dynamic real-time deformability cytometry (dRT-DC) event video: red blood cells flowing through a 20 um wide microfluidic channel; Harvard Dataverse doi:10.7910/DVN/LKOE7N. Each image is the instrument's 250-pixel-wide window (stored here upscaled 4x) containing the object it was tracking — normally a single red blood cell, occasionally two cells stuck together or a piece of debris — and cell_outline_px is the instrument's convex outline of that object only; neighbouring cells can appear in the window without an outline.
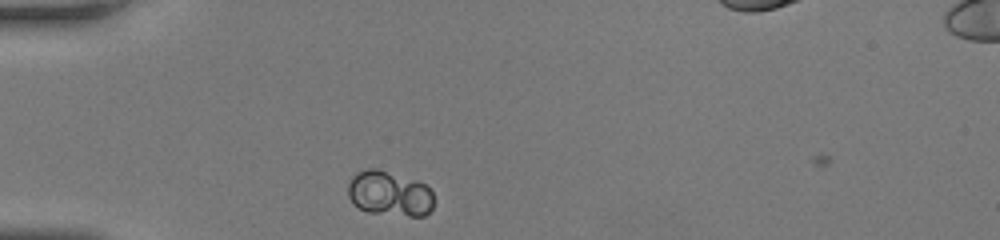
{"species": "human", "species_latin": "Homo sapiens", "temperature_condition": "room temperature", "stored_images_in_passage": 33, "camera_frame_rate_fps": 3000, "um_per_image_px": 0.085, "donor": {"sex": "female"}, "frame": {"image": 1, "passage_image": 1, "time_ms": 0.0, "image_size_px": [1000, 240], "cell_outline_px": [[432, 208], [424, 216], [408, 216], [368, 212], [360, 208], [348, 196], [348, 184], [352, 176], [356, 172], [368, 168], [376, 168], [416, 180], [424, 184], [432, 192]], "centroid_in_image_um": [33.09, 16.44], "position_along_channel_um": 51.9, "area_um2": 22.37}}
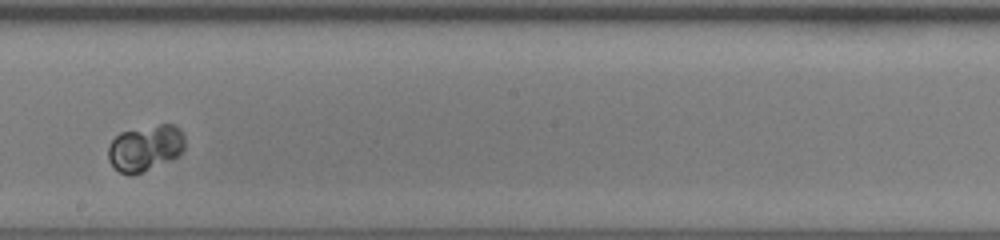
{"frame": {"image": 2, "passage_image": 16, "time_ms": 5.0, "image_size_px": [1000, 240], "cell_outline_px": [[184, 148], [172, 160], [140, 172], [120, 172], [108, 160], [108, 148], [112, 140], [120, 132], [160, 124], [172, 124], [180, 128], [184, 136]], "centroid_in_image_um": [12.37, 12.54], "position_along_channel_um": 235.8, "area_um2": 20.11}}
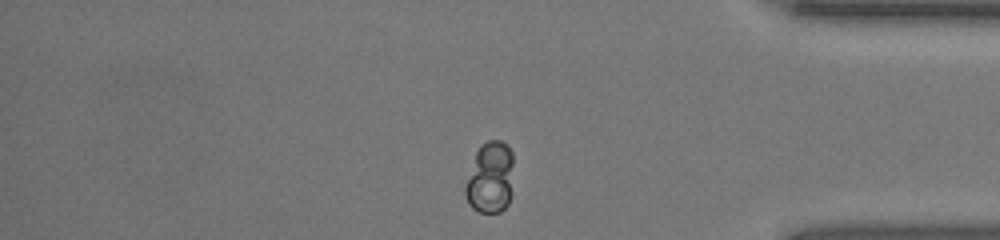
{"frame": {"image": 3, "passage_image": 29, "time_ms": 9.333, "image_size_px": [1000, 240], "cell_outline_px": [[512, 164], [508, 204], [500, 212], [480, 212], [472, 208], [464, 196], [464, 188], [476, 152], [480, 144], [488, 140], [500, 140], [508, 144], [512, 152]], "centroid_in_image_um": [41.64, 15.08], "position_along_channel_um": 393.6, "area_um2": 19.94}, "authors_computed_cell_mechanics": {"area_um2": 20.7502, "velocity_mm_per_s": 4.0692, "shape_relaxation_time_tau1_ms": 9.6413, "shape_relaxation_time_tau2_ms": null, "deformation_change_tau1": 0.1334, "deformation_change_tau2": null}}